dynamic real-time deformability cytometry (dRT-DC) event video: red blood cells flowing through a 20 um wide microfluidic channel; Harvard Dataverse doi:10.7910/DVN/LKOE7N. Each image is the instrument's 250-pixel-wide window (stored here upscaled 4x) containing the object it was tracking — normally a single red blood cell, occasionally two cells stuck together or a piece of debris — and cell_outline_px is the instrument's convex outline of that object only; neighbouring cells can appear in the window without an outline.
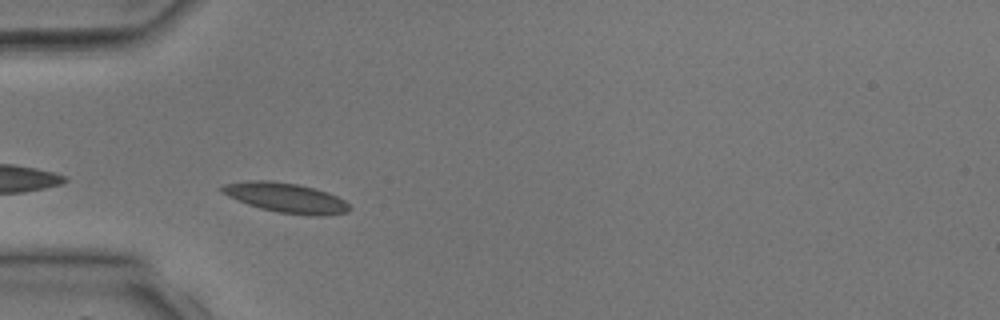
{"species": "common noctule bat (a hibernating species)", "species_latin": "Nyctalus noctula", "temperature_condition": "room temperature", "stored_images_in_passage": 2, "camera_frame_rate_fps": 3000, "um_per_image_px": 0.085, "animal": {"sex": "male", "body_mass_g": 17.9, "forearm_length_mm": 54.2}, "frame": {"image": 1, "passage_image": 2, "time_ms": 1.0, "image_size_px": [1000, 320], "cell_outline_px": [[352, 208], [348, 212], [324, 216], [316, 216], [280, 212], [260, 208], [248, 204], [228, 196], [220, 192], [216, 188], [220, 184], [252, 180], [272, 180], [296, 184], [328, 192], [344, 200]], "centroid_in_image_um": [24.26, 16.8], "position_along_channel_um": 60.7, "area_um2": 22.2}}